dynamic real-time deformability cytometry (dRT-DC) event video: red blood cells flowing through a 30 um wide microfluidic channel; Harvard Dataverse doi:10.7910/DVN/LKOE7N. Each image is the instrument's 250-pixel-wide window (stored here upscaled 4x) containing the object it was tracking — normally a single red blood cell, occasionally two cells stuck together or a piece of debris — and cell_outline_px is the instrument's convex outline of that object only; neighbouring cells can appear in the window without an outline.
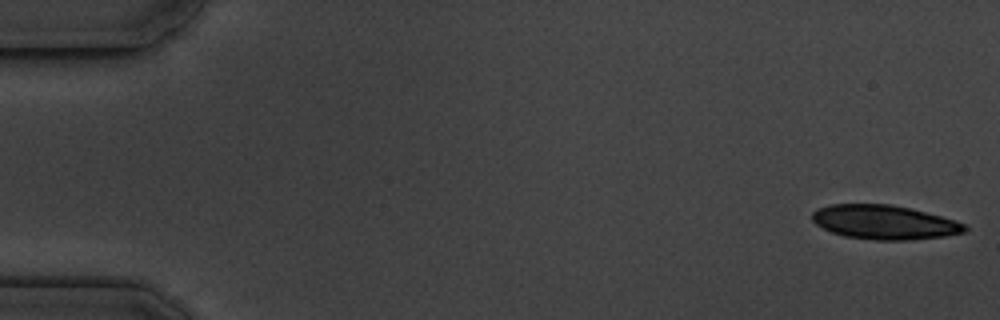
{"species": "common noctule bat (a hibernating species)", "species_latin": "Nyctalus noctula", "temperature_condition": "cold", "stored_images_in_passage": 17, "camera_frame_rate_fps": 3000, "um_per_image_px": 0.085, "animal": {"sex": "male", "body_mass_g": 19.5, "forearm_length_mm": 54.6}, "frame": {"image": 1, "passage_image": 1, "time_ms": 0.0, "image_size_px": [1000, 320], "cell_outline_px": [[968, 232], [944, 236], [908, 240], [876, 240], [844, 236], [832, 232], [816, 224], [812, 220], [812, 212], [828, 204], [892, 204], [956, 220], [968, 224]], "centroid_in_image_um": [75.2, 18.89], "position_along_channel_um": 9.8, "area_um2": 30.4}}
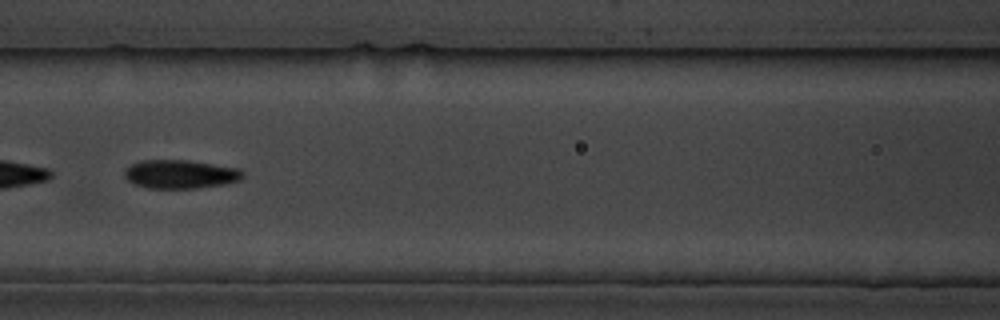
{"frame": {"image": 2, "passage_image": 8, "time_ms": 8.0, "image_size_px": [1000, 320], "cell_outline_px": [[244, 176], [240, 180], [224, 184], [196, 188], [148, 188], [132, 184], [124, 176], [124, 172], [132, 164], [144, 160], [188, 160], [240, 168], [244, 172]], "centroid_in_image_um": [15.35, 14.81], "position_along_channel_um": 151.2, "area_um2": 19.77}}
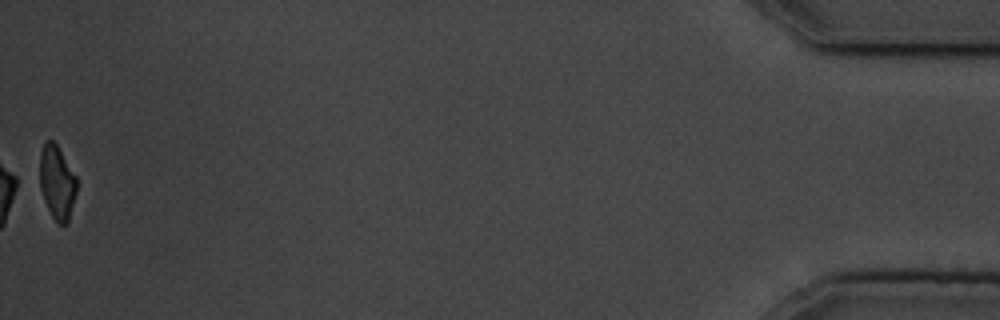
{"frame": {"image": 3, "passage_image": 17, "time_ms": 18.333, "image_size_px": [1000, 320], "cell_outline_px": [[76, 192], [68, 224], [60, 224], [52, 216], [44, 200], [40, 188], [40, 152], [44, 140], [52, 140], [56, 144], [76, 176]], "centroid_in_image_um": [4.84, 15.49], "position_along_channel_um": 430.4, "area_um2": 15.78}, "authors_computed_cell_mechanics": {"area_um2": 19.7676, "velocity_mm_per_s": 3.5914, "shape_relaxation_time_tau1_ms": 2.4786, "shape_relaxation_time_tau2_ms": 2.6398, "deformation_change_tau1": 0.1233, "deformation_change_tau2": 0.087}}